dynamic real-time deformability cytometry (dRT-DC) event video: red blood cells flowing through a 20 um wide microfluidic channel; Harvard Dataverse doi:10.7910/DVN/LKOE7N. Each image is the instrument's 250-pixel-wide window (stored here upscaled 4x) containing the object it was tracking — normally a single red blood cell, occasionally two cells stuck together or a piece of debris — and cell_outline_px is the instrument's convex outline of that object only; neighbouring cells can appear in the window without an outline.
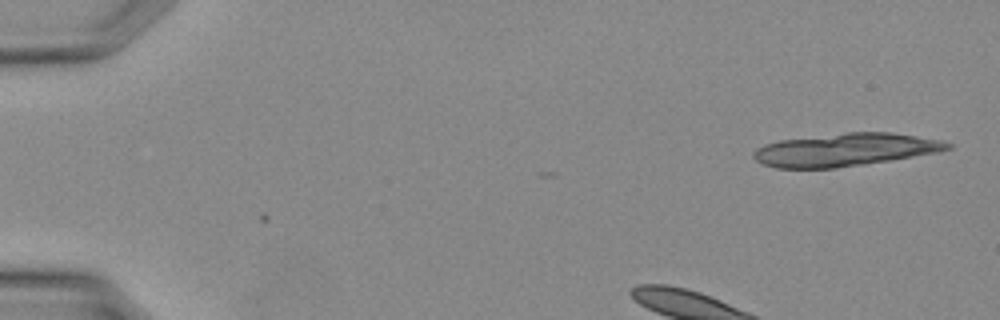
{"species": "Egyptian fruit bat (a non-hibernating species)", "species_latin": "Rousettus aegyptiacus", "temperature_condition": "warm", "stored_images_in_passage": 4, "camera_frame_rate_fps": 3000, "um_per_image_px": 0.085, "animal": {"sex": "female"}, "frame": {"image": 1, "passage_image": 1, "time_ms": 0.0, "image_size_px": [1000, 320], "cell_outline_px": [[952, 148], [940, 152], [864, 164], [836, 168], [776, 168], [764, 164], [756, 160], [752, 156], [752, 152], [756, 148], [764, 144], [780, 140], [848, 132], [892, 132], [940, 140], [952, 144]], "centroid_in_image_um": [71.83, 12.73], "position_along_channel_um": 13.2, "area_um2": 37.05}}